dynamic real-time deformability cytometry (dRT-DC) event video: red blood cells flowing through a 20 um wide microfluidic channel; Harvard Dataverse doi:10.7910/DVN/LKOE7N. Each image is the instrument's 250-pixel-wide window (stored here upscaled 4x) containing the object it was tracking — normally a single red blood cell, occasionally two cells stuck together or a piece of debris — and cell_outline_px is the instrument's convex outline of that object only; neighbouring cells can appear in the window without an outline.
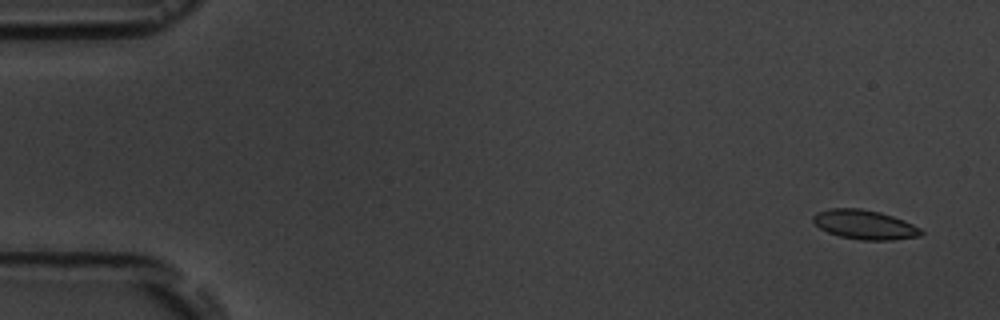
{"species": "common noctule bat (a hibernating species)", "species_latin": "Nyctalus noctula", "temperature_condition": "room temperature", "stored_images_in_passage": 5, "camera_frame_rate_fps": 3000, "um_per_image_px": 0.085, "animal": {"sex": "male", "body_mass_g": 19.5, "forearm_length_mm": 54.6}, "frame": {"image": 1, "passage_image": 1, "time_ms": 0.0, "image_size_px": [1000, 320], "cell_outline_px": [[924, 232], [920, 236], [892, 240], [860, 240], [840, 236], [828, 232], [820, 228], [812, 220], [812, 216], [816, 212], [828, 208], [860, 208], [880, 212], [904, 220], [920, 228]], "centroid_in_image_um": [73.48, 19.09], "position_along_channel_um": 11.5, "area_um2": 18.5}}
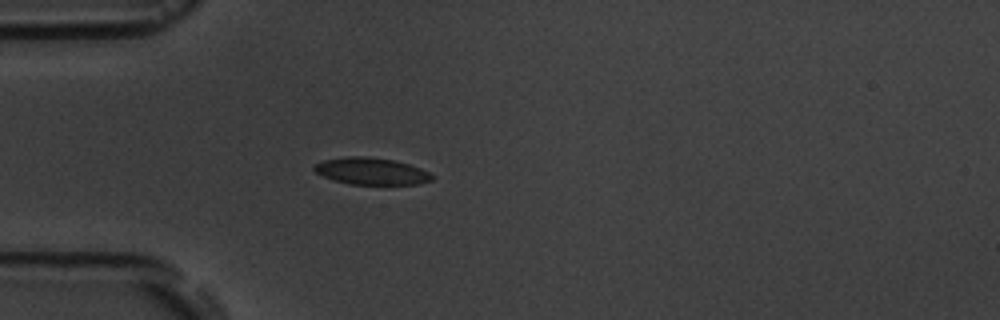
{"frame": {"image": 2, "passage_image": 5, "time_ms": 4.333, "image_size_px": [1000, 320], "cell_outline_px": [[432, 180], [420, 184], [348, 184], [332, 180], [316, 172], [312, 168], [316, 164], [324, 160], [348, 156], [368, 156], [392, 160], [408, 164], [420, 168], [428, 172], [432, 176]], "centroid_in_image_um": [31.54, 14.55], "position_along_channel_um": 53.5, "area_um2": 18.32}}